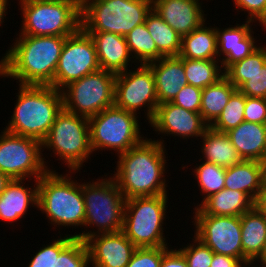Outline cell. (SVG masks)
Listing matches in <instances>:
<instances>
[{
  "label": "cell",
  "instance_id": "cb8c5ba5",
  "mask_svg": "<svg viewBox=\"0 0 266 267\" xmlns=\"http://www.w3.org/2000/svg\"><path fill=\"white\" fill-rule=\"evenodd\" d=\"M265 182L264 163L257 160H242L226 167L224 188L246 193L257 202Z\"/></svg>",
  "mask_w": 266,
  "mask_h": 267
},
{
  "label": "cell",
  "instance_id": "b9f144b4",
  "mask_svg": "<svg viewBox=\"0 0 266 267\" xmlns=\"http://www.w3.org/2000/svg\"><path fill=\"white\" fill-rule=\"evenodd\" d=\"M235 9L248 13L247 20L261 24L266 19V0H233ZM237 7V8H236Z\"/></svg>",
  "mask_w": 266,
  "mask_h": 267
},
{
  "label": "cell",
  "instance_id": "f5cc1de1",
  "mask_svg": "<svg viewBox=\"0 0 266 267\" xmlns=\"http://www.w3.org/2000/svg\"><path fill=\"white\" fill-rule=\"evenodd\" d=\"M80 4H82L85 0H77Z\"/></svg>",
  "mask_w": 266,
  "mask_h": 267
},
{
  "label": "cell",
  "instance_id": "681fc988",
  "mask_svg": "<svg viewBox=\"0 0 266 267\" xmlns=\"http://www.w3.org/2000/svg\"><path fill=\"white\" fill-rule=\"evenodd\" d=\"M260 259V260H259ZM259 260V261H258ZM260 262V265H257L256 264V266L258 267H260V266H262V267H266V242H265V244H264V247H263V250H262V252H261V254H260V256L254 261V262ZM256 266H251V267H256Z\"/></svg>",
  "mask_w": 266,
  "mask_h": 267
},
{
  "label": "cell",
  "instance_id": "f35d334b",
  "mask_svg": "<svg viewBox=\"0 0 266 267\" xmlns=\"http://www.w3.org/2000/svg\"><path fill=\"white\" fill-rule=\"evenodd\" d=\"M201 95V88L187 84L182 87L172 103L188 111L200 113Z\"/></svg>",
  "mask_w": 266,
  "mask_h": 267
},
{
  "label": "cell",
  "instance_id": "3957f363",
  "mask_svg": "<svg viewBox=\"0 0 266 267\" xmlns=\"http://www.w3.org/2000/svg\"><path fill=\"white\" fill-rule=\"evenodd\" d=\"M16 105L4 130L43 141L63 108L60 90L52 86L19 85Z\"/></svg>",
  "mask_w": 266,
  "mask_h": 267
},
{
  "label": "cell",
  "instance_id": "7dc6e473",
  "mask_svg": "<svg viewBox=\"0 0 266 267\" xmlns=\"http://www.w3.org/2000/svg\"><path fill=\"white\" fill-rule=\"evenodd\" d=\"M8 4H9L8 0H0V26H1V24H3L4 17H6V15L8 13V12H6L8 10V8H7Z\"/></svg>",
  "mask_w": 266,
  "mask_h": 267
},
{
  "label": "cell",
  "instance_id": "484cf974",
  "mask_svg": "<svg viewBox=\"0 0 266 267\" xmlns=\"http://www.w3.org/2000/svg\"><path fill=\"white\" fill-rule=\"evenodd\" d=\"M198 206L194 209V215L241 216L251 210L255 202L244 192L224 188Z\"/></svg>",
  "mask_w": 266,
  "mask_h": 267
},
{
  "label": "cell",
  "instance_id": "74e56055",
  "mask_svg": "<svg viewBox=\"0 0 266 267\" xmlns=\"http://www.w3.org/2000/svg\"><path fill=\"white\" fill-rule=\"evenodd\" d=\"M168 250V246L137 248L126 267H160Z\"/></svg>",
  "mask_w": 266,
  "mask_h": 267
},
{
  "label": "cell",
  "instance_id": "d6986e66",
  "mask_svg": "<svg viewBox=\"0 0 266 267\" xmlns=\"http://www.w3.org/2000/svg\"><path fill=\"white\" fill-rule=\"evenodd\" d=\"M251 23H253V21L246 20L245 23L241 25L237 24L236 26L225 28L224 30L215 27L218 60L221 61L220 63L224 70L230 64L249 56L259 47L255 42L256 40L253 36L254 32L252 31Z\"/></svg>",
  "mask_w": 266,
  "mask_h": 267
},
{
  "label": "cell",
  "instance_id": "8992f818",
  "mask_svg": "<svg viewBox=\"0 0 266 267\" xmlns=\"http://www.w3.org/2000/svg\"><path fill=\"white\" fill-rule=\"evenodd\" d=\"M19 5L23 15L19 36L67 37L81 27L77 0H20Z\"/></svg>",
  "mask_w": 266,
  "mask_h": 267
},
{
  "label": "cell",
  "instance_id": "9c48e42d",
  "mask_svg": "<svg viewBox=\"0 0 266 267\" xmlns=\"http://www.w3.org/2000/svg\"><path fill=\"white\" fill-rule=\"evenodd\" d=\"M44 147L50 148L49 150L59 156L58 160L67 164L70 174L77 173L93 153L88 118L62 108L42 141V148Z\"/></svg>",
  "mask_w": 266,
  "mask_h": 267
},
{
  "label": "cell",
  "instance_id": "7bdbcfd3",
  "mask_svg": "<svg viewBox=\"0 0 266 267\" xmlns=\"http://www.w3.org/2000/svg\"><path fill=\"white\" fill-rule=\"evenodd\" d=\"M30 260L28 267H54V240L41 247Z\"/></svg>",
  "mask_w": 266,
  "mask_h": 267
},
{
  "label": "cell",
  "instance_id": "ffe728a7",
  "mask_svg": "<svg viewBox=\"0 0 266 267\" xmlns=\"http://www.w3.org/2000/svg\"><path fill=\"white\" fill-rule=\"evenodd\" d=\"M147 65L154 74L159 104L172 102L182 87L188 84L180 56H163Z\"/></svg>",
  "mask_w": 266,
  "mask_h": 267
},
{
  "label": "cell",
  "instance_id": "4dcf8cb0",
  "mask_svg": "<svg viewBox=\"0 0 266 267\" xmlns=\"http://www.w3.org/2000/svg\"><path fill=\"white\" fill-rule=\"evenodd\" d=\"M145 25L163 56H179L182 38L153 9L147 14Z\"/></svg>",
  "mask_w": 266,
  "mask_h": 267
},
{
  "label": "cell",
  "instance_id": "c3c4849f",
  "mask_svg": "<svg viewBox=\"0 0 266 267\" xmlns=\"http://www.w3.org/2000/svg\"><path fill=\"white\" fill-rule=\"evenodd\" d=\"M11 181V179L0 172V195L4 192L6 185Z\"/></svg>",
  "mask_w": 266,
  "mask_h": 267
},
{
  "label": "cell",
  "instance_id": "7402d4cb",
  "mask_svg": "<svg viewBox=\"0 0 266 267\" xmlns=\"http://www.w3.org/2000/svg\"><path fill=\"white\" fill-rule=\"evenodd\" d=\"M33 188L25 187L23 179H12L0 195V219L6 222H14L25 218V214L32 207H38V180ZM36 185V186H35Z\"/></svg>",
  "mask_w": 266,
  "mask_h": 267
},
{
  "label": "cell",
  "instance_id": "8d00e7d4",
  "mask_svg": "<svg viewBox=\"0 0 266 267\" xmlns=\"http://www.w3.org/2000/svg\"><path fill=\"white\" fill-rule=\"evenodd\" d=\"M193 243L178 249L187 260L188 267H210L214 252L195 236Z\"/></svg>",
  "mask_w": 266,
  "mask_h": 267
},
{
  "label": "cell",
  "instance_id": "7a4b0ae2",
  "mask_svg": "<svg viewBox=\"0 0 266 267\" xmlns=\"http://www.w3.org/2000/svg\"><path fill=\"white\" fill-rule=\"evenodd\" d=\"M163 142L145 137L140 144L118 155L113 178L125 199L168 194Z\"/></svg>",
  "mask_w": 266,
  "mask_h": 267
},
{
  "label": "cell",
  "instance_id": "d590c367",
  "mask_svg": "<svg viewBox=\"0 0 266 267\" xmlns=\"http://www.w3.org/2000/svg\"><path fill=\"white\" fill-rule=\"evenodd\" d=\"M193 170L195 178H197L198 186L203 193V201L224 189L226 167L216 165L214 163L203 161L202 164Z\"/></svg>",
  "mask_w": 266,
  "mask_h": 267
},
{
  "label": "cell",
  "instance_id": "836d02e7",
  "mask_svg": "<svg viewBox=\"0 0 266 267\" xmlns=\"http://www.w3.org/2000/svg\"><path fill=\"white\" fill-rule=\"evenodd\" d=\"M266 64V48L259 46L254 52L242 60L230 64L224 70V76L237 88L249 80L259 68Z\"/></svg>",
  "mask_w": 266,
  "mask_h": 267
},
{
  "label": "cell",
  "instance_id": "f6af8a7d",
  "mask_svg": "<svg viewBox=\"0 0 266 267\" xmlns=\"http://www.w3.org/2000/svg\"><path fill=\"white\" fill-rule=\"evenodd\" d=\"M242 264L238 258L214 253L210 267H245Z\"/></svg>",
  "mask_w": 266,
  "mask_h": 267
},
{
  "label": "cell",
  "instance_id": "2e32d148",
  "mask_svg": "<svg viewBox=\"0 0 266 267\" xmlns=\"http://www.w3.org/2000/svg\"><path fill=\"white\" fill-rule=\"evenodd\" d=\"M154 130L161 135L178 136L182 139L200 137L209 125L200 113L188 111L172 102H165L157 106L154 117L149 122Z\"/></svg>",
  "mask_w": 266,
  "mask_h": 267
},
{
  "label": "cell",
  "instance_id": "1f68e13d",
  "mask_svg": "<svg viewBox=\"0 0 266 267\" xmlns=\"http://www.w3.org/2000/svg\"><path fill=\"white\" fill-rule=\"evenodd\" d=\"M125 39L133 58L132 63L138 60L137 64L147 65L163 57L157 50L156 43L152 39L145 23L136 26L125 36Z\"/></svg>",
  "mask_w": 266,
  "mask_h": 267
},
{
  "label": "cell",
  "instance_id": "e0dca14e",
  "mask_svg": "<svg viewBox=\"0 0 266 267\" xmlns=\"http://www.w3.org/2000/svg\"><path fill=\"white\" fill-rule=\"evenodd\" d=\"M85 243L93 267H126L137 249L122 231L94 234Z\"/></svg>",
  "mask_w": 266,
  "mask_h": 267
},
{
  "label": "cell",
  "instance_id": "bcb514c9",
  "mask_svg": "<svg viewBox=\"0 0 266 267\" xmlns=\"http://www.w3.org/2000/svg\"><path fill=\"white\" fill-rule=\"evenodd\" d=\"M255 205L266 215V180Z\"/></svg>",
  "mask_w": 266,
  "mask_h": 267
},
{
  "label": "cell",
  "instance_id": "5bb4252c",
  "mask_svg": "<svg viewBox=\"0 0 266 267\" xmlns=\"http://www.w3.org/2000/svg\"><path fill=\"white\" fill-rule=\"evenodd\" d=\"M139 66L116 74L114 105L135 114H140L137 110L143 106L147 107L145 113L150 122L159 105L155 78L148 65Z\"/></svg>",
  "mask_w": 266,
  "mask_h": 267
},
{
  "label": "cell",
  "instance_id": "30bf717a",
  "mask_svg": "<svg viewBox=\"0 0 266 267\" xmlns=\"http://www.w3.org/2000/svg\"><path fill=\"white\" fill-rule=\"evenodd\" d=\"M136 115L113 105L90 117L88 122L92 150L110 149L119 155L140 144L144 137Z\"/></svg>",
  "mask_w": 266,
  "mask_h": 267
},
{
  "label": "cell",
  "instance_id": "603a6c76",
  "mask_svg": "<svg viewBox=\"0 0 266 267\" xmlns=\"http://www.w3.org/2000/svg\"><path fill=\"white\" fill-rule=\"evenodd\" d=\"M226 134L242 160L265 161L266 124L243 121Z\"/></svg>",
  "mask_w": 266,
  "mask_h": 267
},
{
  "label": "cell",
  "instance_id": "7c38bea8",
  "mask_svg": "<svg viewBox=\"0 0 266 267\" xmlns=\"http://www.w3.org/2000/svg\"><path fill=\"white\" fill-rule=\"evenodd\" d=\"M41 150V141L3 130L0 134V172L11 180L25 181L29 177L38 180L50 170L42 157L44 149Z\"/></svg>",
  "mask_w": 266,
  "mask_h": 267
},
{
  "label": "cell",
  "instance_id": "5b68a950",
  "mask_svg": "<svg viewBox=\"0 0 266 267\" xmlns=\"http://www.w3.org/2000/svg\"><path fill=\"white\" fill-rule=\"evenodd\" d=\"M102 180L82 183L85 205L86 228L95 227L98 231L74 233V237L85 241L94 234L122 231L126 199L115 179L109 176Z\"/></svg>",
  "mask_w": 266,
  "mask_h": 267
},
{
  "label": "cell",
  "instance_id": "ee69618b",
  "mask_svg": "<svg viewBox=\"0 0 266 267\" xmlns=\"http://www.w3.org/2000/svg\"><path fill=\"white\" fill-rule=\"evenodd\" d=\"M160 267H188V263L179 250L169 249L163 255Z\"/></svg>",
  "mask_w": 266,
  "mask_h": 267
},
{
  "label": "cell",
  "instance_id": "e575fe53",
  "mask_svg": "<svg viewBox=\"0 0 266 267\" xmlns=\"http://www.w3.org/2000/svg\"><path fill=\"white\" fill-rule=\"evenodd\" d=\"M246 105V96L239 90H236L229 98L227 105L219 117L210 125V127L219 132H228L236 128L244 121V111Z\"/></svg>",
  "mask_w": 266,
  "mask_h": 267
},
{
  "label": "cell",
  "instance_id": "f546056e",
  "mask_svg": "<svg viewBox=\"0 0 266 267\" xmlns=\"http://www.w3.org/2000/svg\"><path fill=\"white\" fill-rule=\"evenodd\" d=\"M59 237L54 240V267H89V253L85 241L73 235Z\"/></svg>",
  "mask_w": 266,
  "mask_h": 267
},
{
  "label": "cell",
  "instance_id": "277c9868",
  "mask_svg": "<svg viewBox=\"0 0 266 267\" xmlns=\"http://www.w3.org/2000/svg\"><path fill=\"white\" fill-rule=\"evenodd\" d=\"M37 208L53 226L81 228L85 222L82 183L73 181L69 173L59 175L56 170H48L38 179Z\"/></svg>",
  "mask_w": 266,
  "mask_h": 267
},
{
  "label": "cell",
  "instance_id": "ba28073f",
  "mask_svg": "<svg viewBox=\"0 0 266 267\" xmlns=\"http://www.w3.org/2000/svg\"><path fill=\"white\" fill-rule=\"evenodd\" d=\"M167 194L126 199L122 232L137 247L168 246L163 224Z\"/></svg>",
  "mask_w": 266,
  "mask_h": 267
},
{
  "label": "cell",
  "instance_id": "ab89813d",
  "mask_svg": "<svg viewBox=\"0 0 266 267\" xmlns=\"http://www.w3.org/2000/svg\"><path fill=\"white\" fill-rule=\"evenodd\" d=\"M238 90L247 97L266 98V64L250 76Z\"/></svg>",
  "mask_w": 266,
  "mask_h": 267
},
{
  "label": "cell",
  "instance_id": "f907efd6",
  "mask_svg": "<svg viewBox=\"0 0 266 267\" xmlns=\"http://www.w3.org/2000/svg\"><path fill=\"white\" fill-rule=\"evenodd\" d=\"M263 163H264V172H265V180H266V158H265V161Z\"/></svg>",
  "mask_w": 266,
  "mask_h": 267
},
{
  "label": "cell",
  "instance_id": "44dd1931",
  "mask_svg": "<svg viewBox=\"0 0 266 267\" xmlns=\"http://www.w3.org/2000/svg\"><path fill=\"white\" fill-rule=\"evenodd\" d=\"M87 33L94 41L101 69L114 74L128 70L132 56L129 52L125 36L110 32Z\"/></svg>",
  "mask_w": 266,
  "mask_h": 267
},
{
  "label": "cell",
  "instance_id": "6da1fadb",
  "mask_svg": "<svg viewBox=\"0 0 266 267\" xmlns=\"http://www.w3.org/2000/svg\"><path fill=\"white\" fill-rule=\"evenodd\" d=\"M67 37L19 36L0 61V76L18 85L51 86Z\"/></svg>",
  "mask_w": 266,
  "mask_h": 267
},
{
  "label": "cell",
  "instance_id": "8fae6325",
  "mask_svg": "<svg viewBox=\"0 0 266 267\" xmlns=\"http://www.w3.org/2000/svg\"><path fill=\"white\" fill-rule=\"evenodd\" d=\"M116 74L100 69L65 86L63 108L90 118L114 105Z\"/></svg>",
  "mask_w": 266,
  "mask_h": 267
},
{
  "label": "cell",
  "instance_id": "ac0fdd59",
  "mask_svg": "<svg viewBox=\"0 0 266 267\" xmlns=\"http://www.w3.org/2000/svg\"><path fill=\"white\" fill-rule=\"evenodd\" d=\"M200 0H152V9L182 38L206 20Z\"/></svg>",
  "mask_w": 266,
  "mask_h": 267
},
{
  "label": "cell",
  "instance_id": "4fadbf2b",
  "mask_svg": "<svg viewBox=\"0 0 266 267\" xmlns=\"http://www.w3.org/2000/svg\"><path fill=\"white\" fill-rule=\"evenodd\" d=\"M100 69L94 41L80 27L65 39L51 86L61 91L69 83Z\"/></svg>",
  "mask_w": 266,
  "mask_h": 267
},
{
  "label": "cell",
  "instance_id": "83f0119b",
  "mask_svg": "<svg viewBox=\"0 0 266 267\" xmlns=\"http://www.w3.org/2000/svg\"><path fill=\"white\" fill-rule=\"evenodd\" d=\"M201 138L203 145L200 151L204 161L222 167H230L242 161L226 133L216 131L209 126Z\"/></svg>",
  "mask_w": 266,
  "mask_h": 267
},
{
  "label": "cell",
  "instance_id": "d4e9b609",
  "mask_svg": "<svg viewBox=\"0 0 266 267\" xmlns=\"http://www.w3.org/2000/svg\"><path fill=\"white\" fill-rule=\"evenodd\" d=\"M266 242V215L255 205L241 215L243 265L250 267L260 256Z\"/></svg>",
  "mask_w": 266,
  "mask_h": 267
},
{
  "label": "cell",
  "instance_id": "60d3db41",
  "mask_svg": "<svg viewBox=\"0 0 266 267\" xmlns=\"http://www.w3.org/2000/svg\"><path fill=\"white\" fill-rule=\"evenodd\" d=\"M244 121L266 124V98L246 96Z\"/></svg>",
  "mask_w": 266,
  "mask_h": 267
},
{
  "label": "cell",
  "instance_id": "9a60e30c",
  "mask_svg": "<svg viewBox=\"0 0 266 267\" xmlns=\"http://www.w3.org/2000/svg\"><path fill=\"white\" fill-rule=\"evenodd\" d=\"M194 236L214 253L238 258L243 263L241 216L194 215Z\"/></svg>",
  "mask_w": 266,
  "mask_h": 267
},
{
  "label": "cell",
  "instance_id": "52a82bcc",
  "mask_svg": "<svg viewBox=\"0 0 266 267\" xmlns=\"http://www.w3.org/2000/svg\"><path fill=\"white\" fill-rule=\"evenodd\" d=\"M152 0H85L81 4V27L86 32H110L126 36L145 23Z\"/></svg>",
  "mask_w": 266,
  "mask_h": 267
},
{
  "label": "cell",
  "instance_id": "4316f807",
  "mask_svg": "<svg viewBox=\"0 0 266 267\" xmlns=\"http://www.w3.org/2000/svg\"><path fill=\"white\" fill-rule=\"evenodd\" d=\"M204 22L197 29L182 37L181 58L196 60H218L217 35L215 27Z\"/></svg>",
  "mask_w": 266,
  "mask_h": 267
},
{
  "label": "cell",
  "instance_id": "f1b7e54d",
  "mask_svg": "<svg viewBox=\"0 0 266 267\" xmlns=\"http://www.w3.org/2000/svg\"><path fill=\"white\" fill-rule=\"evenodd\" d=\"M236 90L225 76L202 89L200 114L209 126L219 117Z\"/></svg>",
  "mask_w": 266,
  "mask_h": 267
},
{
  "label": "cell",
  "instance_id": "816d5d0a",
  "mask_svg": "<svg viewBox=\"0 0 266 267\" xmlns=\"http://www.w3.org/2000/svg\"><path fill=\"white\" fill-rule=\"evenodd\" d=\"M261 25L264 27L263 29L266 28V19L261 23Z\"/></svg>",
  "mask_w": 266,
  "mask_h": 267
},
{
  "label": "cell",
  "instance_id": "d6a6232c",
  "mask_svg": "<svg viewBox=\"0 0 266 267\" xmlns=\"http://www.w3.org/2000/svg\"><path fill=\"white\" fill-rule=\"evenodd\" d=\"M218 62L221 61L183 58L184 71L188 84L203 89L216 83L224 76V70Z\"/></svg>",
  "mask_w": 266,
  "mask_h": 267
}]
</instances>
